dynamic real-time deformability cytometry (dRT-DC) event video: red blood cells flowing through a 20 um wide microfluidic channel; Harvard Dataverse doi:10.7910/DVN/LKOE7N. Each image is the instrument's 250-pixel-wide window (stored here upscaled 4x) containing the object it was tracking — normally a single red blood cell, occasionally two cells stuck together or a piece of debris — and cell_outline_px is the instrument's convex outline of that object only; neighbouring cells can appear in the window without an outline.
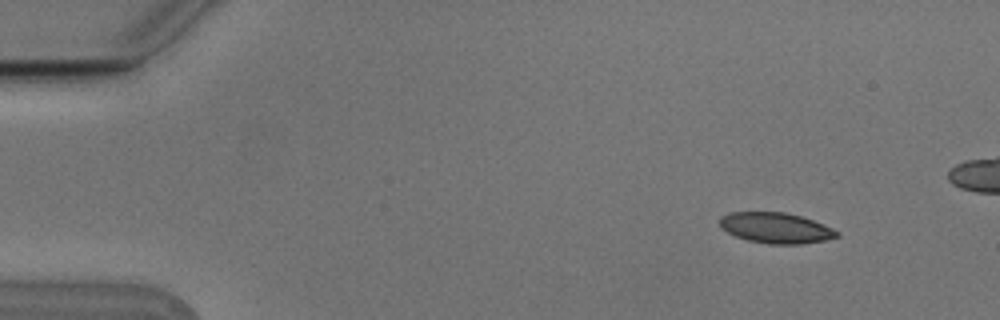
{"species": "Egyptian fruit bat (a non-hibernating species)", "species_latin": "Rousettus aegyptiacus", "temperature_condition": "cold", "stored_images_in_passage": 5, "camera_frame_rate_fps": 3000, "um_per_image_px": 0.085, "animal": {"sex": "male"}, "frame": {"image": 1, "passage_image": 1, "time_ms": 0.0, "image_size_px": [1000, 320], "cell_outline_px": [[840, 236], [824, 240], [800, 244], [768, 244], [748, 240], [736, 236], [720, 228], [720, 216], [728, 212], [784, 212], [800, 216], [824, 224], [840, 232]], "centroid_in_image_um": [65.94, 19.37], "position_along_channel_um": 19.1, "area_um2": 20.92}}